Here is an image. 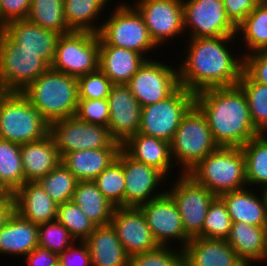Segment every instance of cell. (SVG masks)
I'll return each mask as SVG.
<instances>
[{"label": "cell", "mask_w": 267, "mask_h": 266, "mask_svg": "<svg viewBox=\"0 0 267 266\" xmlns=\"http://www.w3.org/2000/svg\"><path fill=\"white\" fill-rule=\"evenodd\" d=\"M235 38L237 37L188 38V51L185 50L182 54L185 59L177 67L179 85L194 94L206 89L238 85L243 73L244 57L235 56L229 51L232 49L226 46Z\"/></svg>", "instance_id": "6da1fadb"}, {"label": "cell", "mask_w": 267, "mask_h": 266, "mask_svg": "<svg viewBox=\"0 0 267 266\" xmlns=\"http://www.w3.org/2000/svg\"><path fill=\"white\" fill-rule=\"evenodd\" d=\"M218 146L242 147L260 133L252 123L246 94L239 85L211 88L195 94Z\"/></svg>", "instance_id": "7a4b0ae2"}, {"label": "cell", "mask_w": 267, "mask_h": 266, "mask_svg": "<svg viewBox=\"0 0 267 266\" xmlns=\"http://www.w3.org/2000/svg\"><path fill=\"white\" fill-rule=\"evenodd\" d=\"M22 93L49 124L75 116L79 101L77 77L49 68Z\"/></svg>", "instance_id": "3957f363"}, {"label": "cell", "mask_w": 267, "mask_h": 266, "mask_svg": "<svg viewBox=\"0 0 267 266\" xmlns=\"http://www.w3.org/2000/svg\"><path fill=\"white\" fill-rule=\"evenodd\" d=\"M186 174L216 196L247 187L241 147L219 146Z\"/></svg>", "instance_id": "277c9868"}, {"label": "cell", "mask_w": 267, "mask_h": 266, "mask_svg": "<svg viewBox=\"0 0 267 266\" xmlns=\"http://www.w3.org/2000/svg\"><path fill=\"white\" fill-rule=\"evenodd\" d=\"M170 147L172 159L183 174L219 147L205 115L195 104L183 116Z\"/></svg>", "instance_id": "5b68a950"}, {"label": "cell", "mask_w": 267, "mask_h": 266, "mask_svg": "<svg viewBox=\"0 0 267 266\" xmlns=\"http://www.w3.org/2000/svg\"><path fill=\"white\" fill-rule=\"evenodd\" d=\"M50 133V124L22 92H10L0 111V138L16 144L35 142Z\"/></svg>", "instance_id": "8992f818"}, {"label": "cell", "mask_w": 267, "mask_h": 266, "mask_svg": "<svg viewBox=\"0 0 267 266\" xmlns=\"http://www.w3.org/2000/svg\"><path fill=\"white\" fill-rule=\"evenodd\" d=\"M98 34L108 45L130 49L144 57L148 51L158 48L150 37L141 13L126 1L117 3Z\"/></svg>", "instance_id": "52a82bcc"}, {"label": "cell", "mask_w": 267, "mask_h": 266, "mask_svg": "<svg viewBox=\"0 0 267 266\" xmlns=\"http://www.w3.org/2000/svg\"><path fill=\"white\" fill-rule=\"evenodd\" d=\"M51 69L80 77L99 69V34L71 31L58 38Z\"/></svg>", "instance_id": "ba28073f"}, {"label": "cell", "mask_w": 267, "mask_h": 266, "mask_svg": "<svg viewBox=\"0 0 267 266\" xmlns=\"http://www.w3.org/2000/svg\"><path fill=\"white\" fill-rule=\"evenodd\" d=\"M50 66L33 52L20 50L0 29V86L9 92H23Z\"/></svg>", "instance_id": "9c48e42d"}, {"label": "cell", "mask_w": 267, "mask_h": 266, "mask_svg": "<svg viewBox=\"0 0 267 266\" xmlns=\"http://www.w3.org/2000/svg\"><path fill=\"white\" fill-rule=\"evenodd\" d=\"M195 104V94L179 86L169 97L141 110L139 133L171 142L183 116Z\"/></svg>", "instance_id": "30bf717a"}, {"label": "cell", "mask_w": 267, "mask_h": 266, "mask_svg": "<svg viewBox=\"0 0 267 266\" xmlns=\"http://www.w3.org/2000/svg\"><path fill=\"white\" fill-rule=\"evenodd\" d=\"M175 181L167 192L179 209L185 233L190 239L202 237L208 208L217 196L187 174L180 173Z\"/></svg>", "instance_id": "8fae6325"}, {"label": "cell", "mask_w": 267, "mask_h": 266, "mask_svg": "<svg viewBox=\"0 0 267 266\" xmlns=\"http://www.w3.org/2000/svg\"><path fill=\"white\" fill-rule=\"evenodd\" d=\"M49 134L61 158L72 151L108 148L116 141L108 127L87 123L76 116L52 122Z\"/></svg>", "instance_id": "7c38bea8"}, {"label": "cell", "mask_w": 267, "mask_h": 266, "mask_svg": "<svg viewBox=\"0 0 267 266\" xmlns=\"http://www.w3.org/2000/svg\"><path fill=\"white\" fill-rule=\"evenodd\" d=\"M183 19L189 38L236 36L223 0H183Z\"/></svg>", "instance_id": "4fadbf2b"}, {"label": "cell", "mask_w": 267, "mask_h": 266, "mask_svg": "<svg viewBox=\"0 0 267 266\" xmlns=\"http://www.w3.org/2000/svg\"><path fill=\"white\" fill-rule=\"evenodd\" d=\"M155 60H146L127 83L142 107L166 99L180 86L178 69Z\"/></svg>", "instance_id": "5bb4252c"}, {"label": "cell", "mask_w": 267, "mask_h": 266, "mask_svg": "<svg viewBox=\"0 0 267 266\" xmlns=\"http://www.w3.org/2000/svg\"><path fill=\"white\" fill-rule=\"evenodd\" d=\"M152 41L162 46L184 30L183 0H136Z\"/></svg>", "instance_id": "9a60e30c"}, {"label": "cell", "mask_w": 267, "mask_h": 266, "mask_svg": "<svg viewBox=\"0 0 267 266\" xmlns=\"http://www.w3.org/2000/svg\"><path fill=\"white\" fill-rule=\"evenodd\" d=\"M116 158L123 166L125 178L124 207H139L166 192L157 190L166 178L160 170L134 160L122 148Z\"/></svg>", "instance_id": "2e32d148"}, {"label": "cell", "mask_w": 267, "mask_h": 266, "mask_svg": "<svg viewBox=\"0 0 267 266\" xmlns=\"http://www.w3.org/2000/svg\"><path fill=\"white\" fill-rule=\"evenodd\" d=\"M139 208L159 246L177 240L184 249L191 240L185 233L179 209L167 191Z\"/></svg>", "instance_id": "e0dca14e"}, {"label": "cell", "mask_w": 267, "mask_h": 266, "mask_svg": "<svg viewBox=\"0 0 267 266\" xmlns=\"http://www.w3.org/2000/svg\"><path fill=\"white\" fill-rule=\"evenodd\" d=\"M111 225L129 257L159 247L139 207H115Z\"/></svg>", "instance_id": "ac0fdd59"}, {"label": "cell", "mask_w": 267, "mask_h": 266, "mask_svg": "<svg viewBox=\"0 0 267 266\" xmlns=\"http://www.w3.org/2000/svg\"><path fill=\"white\" fill-rule=\"evenodd\" d=\"M108 102V129L111 136L122 145L130 136L138 133L142 106L127 84L112 85Z\"/></svg>", "instance_id": "d6986e66"}, {"label": "cell", "mask_w": 267, "mask_h": 266, "mask_svg": "<svg viewBox=\"0 0 267 266\" xmlns=\"http://www.w3.org/2000/svg\"><path fill=\"white\" fill-rule=\"evenodd\" d=\"M1 30L18 46L20 50L38 54L51 66L56 50L59 33L47 30L27 19L13 20Z\"/></svg>", "instance_id": "ffe728a7"}, {"label": "cell", "mask_w": 267, "mask_h": 266, "mask_svg": "<svg viewBox=\"0 0 267 266\" xmlns=\"http://www.w3.org/2000/svg\"><path fill=\"white\" fill-rule=\"evenodd\" d=\"M184 251V266H247L226 240L192 238Z\"/></svg>", "instance_id": "44dd1931"}, {"label": "cell", "mask_w": 267, "mask_h": 266, "mask_svg": "<svg viewBox=\"0 0 267 266\" xmlns=\"http://www.w3.org/2000/svg\"><path fill=\"white\" fill-rule=\"evenodd\" d=\"M14 211L30 222L41 225L55 221L58 204L37 181H27L13 193Z\"/></svg>", "instance_id": "7402d4cb"}, {"label": "cell", "mask_w": 267, "mask_h": 266, "mask_svg": "<svg viewBox=\"0 0 267 266\" xmlns=\"http://www.w3.org/2000/svg\"><path fill=\"white\" fill-rule=\"evenodd\" d=\"M254 192L251 188L225 192L218 197L224 202L232 222L267 227L266 190ZM260 196V197H259Z\"/></svg>", "instance_id": "603a6c76"}, {"label": "cell", "mask_w": 267, "mask_h": 266, "mask_svg": "<svg viewBox=\"0 0 267 266\" xmlns=\"http://www.w3.org/2000/svg\"><path fill=\"white\" fill-rule=\"evenodd\" d=\"M144 57L136 51L108 45L99 36V69L114 84H127L144 64Z\"/></svg>", "instance_id": "cb8c5ba5"}, {"label": "cell", "mask_w": 267, "mask_h": 266, "mask_svg": "<svg viewBox=\"0 0 267 266\" xmlns=\"http://www.w3.org/2000/svg\"><path fill=\"white\" fill-rule=\"evenodd\" d=\"M121 148L134 160L160 170L165 176L173 169L170 142L137 133L130 136Z\"/></svg>", "instance_id": "d4e9b609"}, {"label": "cell", "mask_w": 267, "mask_h": 266, "mask_svg": "<svg viewBox=\"0 0 267 266\" xmlns=\"http://www.w3.org/2000/svg\"><path fill=\"white\" fill-rule=\"evenodd\" d=\"M120 149L121 144L115 141L108 148L66 153L61 158V162L74 174L78 181H93L116 159Z\"/></svg>", "instance_id": "484cf974"}, {"label": "cell", "mask_w": 267, "mask_h": 266, "mask_svg": "<svg viewBox=\"0 0 267 266\" xmlns=\"http://www.w3.org/2000/svg\"><path fill=\"white\" fill-rule=\"evenodd\" d=\"M226 241L247 266L267 261V227L232 222Z\"/></svg>", "instance_id": "4316f807"}, {"label": "cell", "mask_w": 267, "mask_h": 266, "mask_svg": "<svg viewBox=\"0 0 267 266\" xmlns=\"http://www.w3.org/2000/svg\"><path fill=\"white\" fill-rule=\"evenodd\" d=\"M84 242L90 252L91 266H129V256L111 223L96 226Z\"/></svg>", "instance_id": "83f0119b"}, {"label": "cell", "mask_w": 267, "mask_h": 266, "mask_svg": "<svg viewBox=\"0 0 267 266\" xmlns=\"http://www.w3.org/2000/svg\"><path fill=\"white\" fill-rule=\"evenodd\" d=\"M38 239V225L13 211L0 230V254L25 257L38 246Z\"/></svg>", "instance_id": "f1b7e54d"}, {"label": "cell", "mask_w": 267, "mask_h": 266, "mask_svg": "<svg viewBox=\"0 0 267 266\" xmlns=\"http://www.w3.org/2000/svg\"><path fill=\"white\" fill-rule=\"evenodd\" d=\"M21 157L25 181H37L61 163V156L53 137L21 145Z\"/></svg>", "instance_id": "f546056e"}, {"label": "cell", "mask_w": 267, "mask_h": 266, "mask_svg": "<svg viewBox=\"0 0 267 266\" xmlns=\"http://www.w3.org/2000/svg\"><path fill=\"white\" fill-rule=\"evenodd\" d=\"M72 201L96 226L111 223L115 206L104 197L93 181H78Z\"/></svg>", "instance_id": "4dcf8cb0"}, {"label": "cell", "mask_w": 267, "mask_h": 266, "mask_svg": "<svg viewBox=\"0 0 267 266\" xmlns=\"http://www.w3.org/2000/svg\"><path fill=\"white\" fill-rule=\"evenodd\" d=\"M109 0H64V16L72 31L99 33L103 23L95 24ZM101 12V13H100ZM98 18V19H96Z\"/></svg>", "instance_id": "1f68e13d"}, {"label": "cell", "mask_w": 267, "mask_h": 266, "mask_svg": "<svg viewBox=\"0 0 267 266\" xmlns=\"http://www.w3.org/2000/svg\"><path fill=\"white\" fill-rule=\"evenodd\" d=\"M241 34L245 45L242 56L267 51V0H262L236 27V37Z\"/></svg>", "instance_id": "d6a6232c"}, {"label": "cell", "mask_w": 267, "mask_h": 266, "mask_svg": "<svg viewBox=\"0 0 267 266\" xmlns=\"http://www.w3.org/2000/svg\"><path fill=\"white\" fill-rule=\"evenodd\" d=\"M245 157L247 186L267 190V134H260L241 147Z\"/></svg>", "instance_id": "836d02e7"}, {"label": "cell", "mask_w": 267, "mask_h": 266, "mask_svg": "<svg viewBox=\"0 0 267 266\" xmlns=\"http://www.w3.org/2000/svg\"><path fill=\"white\" fill-rule=\"evenodd\" d=\"M64 0H31L27 20L47 30L66 34L72 30L64 16Z\"/></svg>", "instance_id": "e575fe53"}, {"label": "cell", "mask_w": 267, "mask_h": 266, "mask_svg": "<svg viewBox=\"0 0 267 266\" xmlns=\"http://www.w3.org/2000/svg\"><path fill=\"white\" fill-rule=\"evenodd\" d=\"M0 180L14 193L25 181L21 145L0 138Z\"/></svg>", "instance_id": "d590c367"}, {"label": "cell", "mask_w": 267, "mask_h": 266, "mask_svg": "<svg viewBox=\"0 0 267 266\" xmlns=\"http://www.w3.org/2000/svg\"><path fill=\"white\" fill-rule=\"evenodd\" d=\"M238 85L246 94L253 125L260 134H267V85L253 81L244 71Z\"/></svg>", "instance_id": "8d00e7d4"}, {"label": "cell", "mask_w": 267, "mask_h": 266, "mask_svg": "<svg viewBox=\"0 0 267 266\" xmlns=\"http://www.w3.org/2000/svg\"><path fill=\"white\" fill-rule=\"evenodd\" d=\"M37 182L59 205L72 200L78 179L61 162L51 172L39 178Z\"/></svg>", "instance_id": "74e56055"}, {"label": "cell", "mask_w": 267, "mask_h": 266, "mask_svg": "<svg viewBox=\"0 0 267 266\" xmlns=\"http://www.w3.org/2000/svg\"><path fill=\"white\" fill-rule=\"evenodd\" d=\"M93 182L115 207H124L125 178L123 166L117 158Z\"/></svg>", "instance_id": "f35d334b"}, {"label": "cell", "mask_w": 267, "mask_h": 266, "mask_svg": "<svg viewBox=\"0 0 267 266\" xmlns=\"http://www.w3.org/2000/svg\"><path fill=\"white\" fill-rule=\"evenodd\" d=\"M56 220L68 229L77 242L85 241L96 227L72 200L58 205Z\"/></svg>", "instance_id": "ab89813d"}, {"label": "cell", "mask_w": 267, "mask_h": 266, "mask_svg": "<svg viewBox=\"0 0 267 266\" xmlns=\"http://www.w3.org/2000/svg\"><path fill=\"white\" fill-rule=\"evenodd\" d=\"M232 226L224 202L217 196L210 204L202 229V238L226 240Z\"/></svg>", "instance_id": "60d3db41"}, {"label": "cell", "mask_w": 267, "mask_h": 266, "mask_svg": "<svg viewBox=\"0 0 267 266\" xmlns=\"http://www.w3.org/2000/svg\"><path fill=\"white\" fill-rule=\"evenodd\" d=\"M38 246L60 255L76 241L68 229L57 220L38 226Z\"/></svg>", "instance_id": "b9f144b4"}, {"label": "cell", "mask_w": 267, "mask_h": 266, "mask_svg": "<svg viewBox=\"0 0 267 266\" xmlns=\"http://www.w3.org/2000/svg\"><path fill=\"white\" fill-rule=\"evenodd\" d=\"M129 266H184L183 249H171L170 246L158 248L129 257Z\"/></svg>", "instance_id": "7bdbcfd3"}, {"label": "cell", "mask_w": 267, "mask_h": 266, "mask_svg": "<svg viewBox=\"0 0 267 266\" xmlns=\"http://www.w3.org/2000/svg\"><path fill=\"white\" fill-rule=\"evenodd\" d=\"M77 79L79 99H108L113 84L100 69Z\"/></svg>", "instance_id": "ee69618b"}, {"label": "cell", "mask_w": 267, "mask_h": 266, "mask_svg": "<svg viewBox=\"0 0 267 266\" xmlns=\"http://www.w3.org/2000/svg\"><path fill=\"white\" fill-rule=\"evenodd\" d=\"M108 99H79L75 116L87 123L108 127Z\"/></svg>", "instance_id": "f6af8a7d"}, {"label": "cell", "mask_w": 267, "mask_h": 266, "mask_svg": "<svg viewBox=\"0 0 267 266\" xmlns=\"http://www.w3.org/2000/svg\"><path fill=\"white\" fill-rule=\"evenodd\" d=\"M243 71L255 82L267 85V51L244 56Z\"/></svg>", "instance_id": "bcb514c9"}, {"label": "cell", "mask_w": 267, "mask_h": 266, "mask_svg": "<svg viewBox=\"0 0 267 266\" xmlns=\"http://www.w3.org/2000/svg\"><path fill=\"white\" fill-rule=\"evenodd\" d=\"M31 0H0V29L13 20L26 19Z\"/></svg>", "instance_id": "7dc6e473"}, {"label": "cell", "mask_w": 267, "mask_h": 266, "mask_svg": "<svg viewBox=\"0 0 267 266\" xmlns=\"http://www.w3.org/2000/svg\"><path fill=\"white\" fill-rule=\"evenodd\" d=\"M262 0H223L229 20L237 27Z\"/></svg>", "instance_id": "c3c4849f"}, {"label": "cell", "mask_w": 267, "mask_h": 266, "mask_svg": "<svg viewBox=\"0 0 267 266\" xmlns=\"http://www.w3.org/2000/svg\"><path fill=\"white\" fill-rule=\"evenodd\" d=\"M81 243V244H80ZM76 244L79 245L75 246ZM72 244L65 252L59 255L62 266H91L90 252L84 241Z\"/></svg>", "instance_id": "681fc988"}, {"label": "cell", "mask_w": 267, "mask_h": 266, "mask_svg": "<svg viewBox=\"0 0 267 266\" xmlns=\"http://www.w3.org/2000/svg\"><path fill=\"white\" fill-rule=\"evenodd\" d=\"M25 259L29 266H56L60 263L59 255L40 246L25 256Z\"/></svg>", "instance_id": "f907efd6"}, {"label": "cell", "mask_w": 267, "mask_h": 266, "mask_svg": "<svg viewBox=\"0 0 267 266\" xmlns=\"http://www.w3.org/2000/svg\"><path fill=\"white\" fill-rule=\"evenodd\" d=\"M14 211V202H0V230Z\"/></svg>", "instance_id": "816d5d0a"}, {"label": "cell", "mask_w": 267, "mask_h": 266, "mask_svg": "<svg viewBox=\"0 0 267 266\" xmlns=\"http://www.w3.org/2000/svg\"><path fill=\"white\" fill-rule=\"evenodd\" d=\"M0 202H14L13 193L1 180H0Z\"/></svg>", "instance_id": "f5cc1de1"}, {"label": "cell", "mask_w": 267, "mask_h": 266, "mask_svg": "<svg viewBox=\"0 0 267 266\" xmlns=\"http://www.w3.org/2000/svg\"><path fill=\"white\" fill-rule=\"evenodd\" d=\"M10 92L7 90H4L1 86H0V111L2 108V102L4 100V98L9 94Z\"/></svg>", "instance_id": "db71d44e"}]
</instances>
